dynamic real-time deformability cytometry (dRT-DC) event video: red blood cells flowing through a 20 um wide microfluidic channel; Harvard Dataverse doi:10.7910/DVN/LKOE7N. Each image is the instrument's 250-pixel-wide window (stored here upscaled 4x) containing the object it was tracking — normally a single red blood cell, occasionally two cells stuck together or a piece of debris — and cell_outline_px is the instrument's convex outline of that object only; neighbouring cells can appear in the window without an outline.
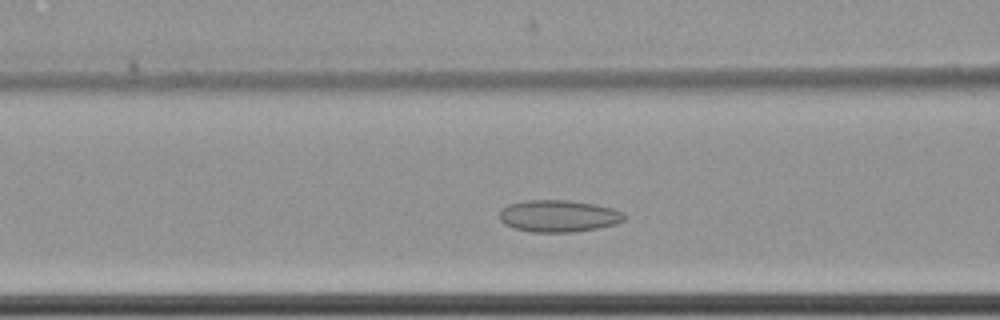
{"species": "common noctule bat (a hibernating species)", "species_latin": "Nyctalus noctula", "temperature_condition": "cold", "stored_images_in_passage": 44, "camera_frame_rate_fps": 3000, "um_per_image_px": 0.085, "animal": {"sex": "female", "body_mass_g": 22.7, "forearm_length_mm": 54.2}, "frame": {"image": 1, "passage_image": 15, "time_ms": 4.667, "image_size_px": [1000, 320], "cell_outline_px": [[628, 216], [624, 220], [616, 224], [596, 228], [572, 232], [532, 232], [516, 228], [504, 224], [500, 220], [500, 212], [508, 204], [524, 200], [568, 200], [596, 204], [612, 208], [624, 212]], "centroid_in_image_um": [47.51, 18.35], "position_along_channel_um": 119.1, "area_um2": 23.29}}
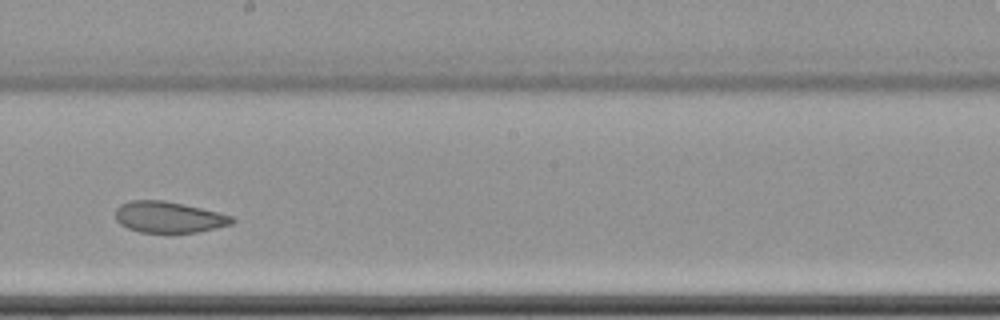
{"frame": {"image": 2, "passage_image": 25, "time_ms": 8.0, "image_size_px": [1000, 320], "cell_outline_px": [[236, 220], [232, 224], [200, 232], [140, 232], [128, 228], [120, 224], [116, 220], [116, 208], [120, 204], [132, 200], [164, 200], [184, 204], [220, 212], [232, 216]], "centroid_in_image_um": [14.36, 18.45], "position_along_channel_um": 233.8, "area_um2": 21.27}}
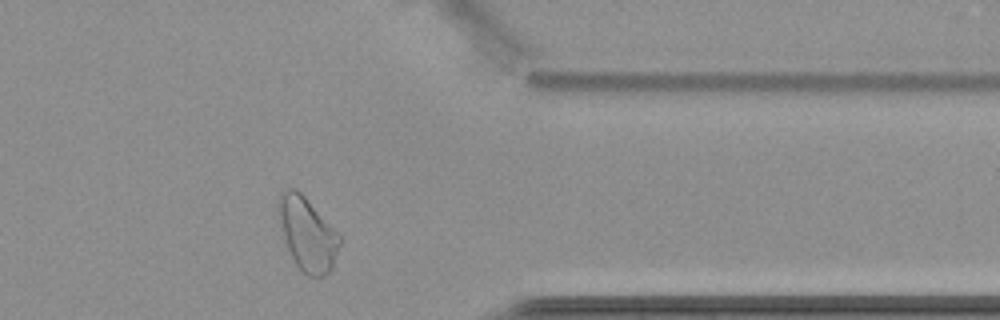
{"frame": {"image": 3, "passage_image": 39, "time_ms": 12.667, "image_size_px": [1000, 320], "cell_outline_px": [[344, 240], [332, 268], [324, 276], [308, 276], [296, 264], [288, 248], [280, 228], [276, 204], [280, 192], [288, 188], [296, 188], [304, 196]], "centroid_in_image_um": [26.12, 19.87], "position_along_channel_um": 385.3, "area_um2": 26.18}, "authors_computed_cell_mechanics": {"area_um2": 23.5246, "velocity_mm_per_s": 3.4456, "shape_relaxation_time_tau1_ms": null, "shape_relaxation_time_tau2_ms": 2.5927, "deformation_change_tau1": null, "deformation_change_tau2": 0.0743}}